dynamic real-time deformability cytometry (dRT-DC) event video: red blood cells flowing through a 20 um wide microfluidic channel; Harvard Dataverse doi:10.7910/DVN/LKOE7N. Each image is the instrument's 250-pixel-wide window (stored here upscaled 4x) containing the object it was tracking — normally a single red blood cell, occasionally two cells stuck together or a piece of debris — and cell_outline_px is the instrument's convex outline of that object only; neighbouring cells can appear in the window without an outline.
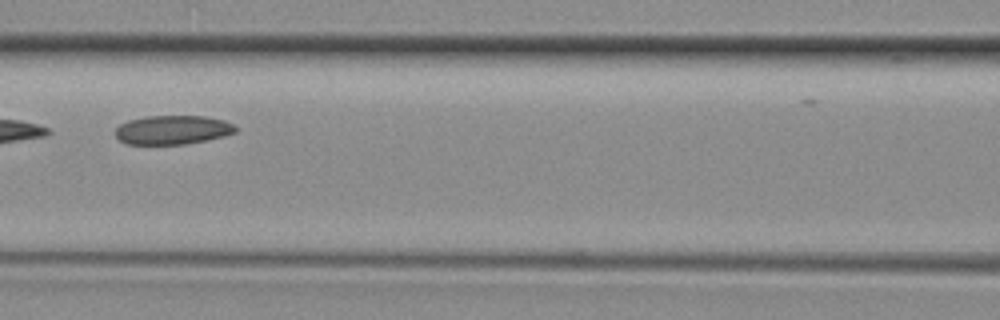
{"species": "common noctule bat (a hibernating species)", "species_latin": "Nyctalus noctula", "temperature_condition": "room temperature", "stored_images_in_passage": 4, "camera_frame_rate_fps": 3000, "um_per_image_px": 0.085, "animal": {"sex": "female", "body_mass_g": 29.2, "forearm_length_mm": 56.3}, "frame": {"image": 1, "passage_image": 4, "time_ms": 1.0, "image_size_px": [1000, 320], "cell_outline_px": [[236, 132], [224, 136], [184, 144], [124, 144], [116, 136], [116, 128], [120, 124], [128, 120], [144, 116], [204, 116], [224, 120], [232, 124], [236, 128]], "centroid_in_image_um": [14.64, 11.03], "position_along_channel_um": 152.0, "area_um2": 20.23}}